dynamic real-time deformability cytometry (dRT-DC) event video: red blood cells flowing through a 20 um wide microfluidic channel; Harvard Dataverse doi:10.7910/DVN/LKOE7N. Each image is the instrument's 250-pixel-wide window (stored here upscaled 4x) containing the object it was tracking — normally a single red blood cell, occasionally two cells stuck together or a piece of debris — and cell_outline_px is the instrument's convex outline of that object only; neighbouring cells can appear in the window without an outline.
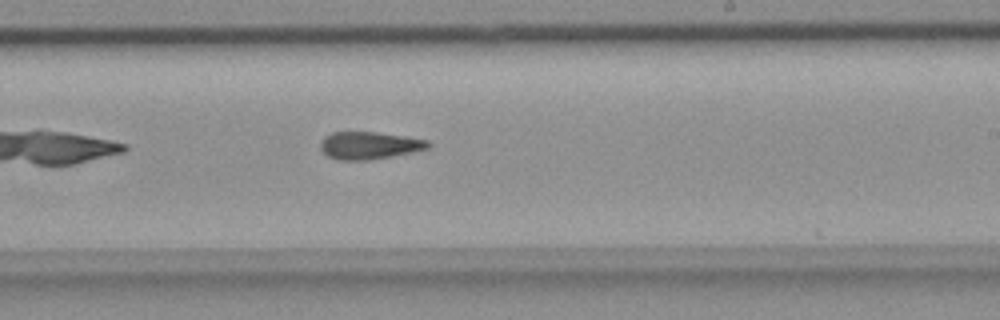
{"species": "common noctule bat (a hibernating species)", "species_latin": "Nyctalus noctula", "temperature_condition": "room temperature", "stored_images_in_passage": 26, "camera_frame_rate_fps": 3000, "um_per_image_px": 0.085, "animal": {"sex": "female", "body_mass_g": 18.4}, "frame": {"image": 1, "passage_image": 19, "time_ms": 6.0, "image_size_px": [1000, 320], "cell_outline_px": [[432, 144], [428, 148], [412, 152], [368, 160], [340, 160], [328, 156], [320, 148], [320, 140], [324, 136], [332, 132], [376, 132], [404, 136], [428, 140]], "centroid_in_image_um": [31.37, 12.35], "position_along_channel_um": 257.6, "area_um2": 17.17}}
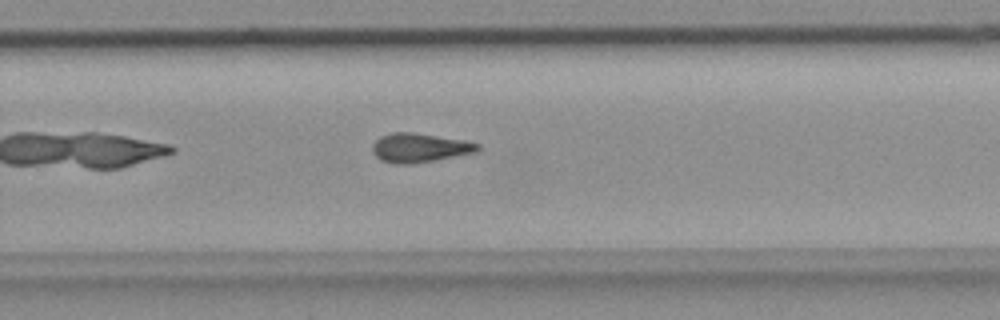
{"frame": {"image": 2, "passage_image": 22, "time_ms": 7.0, "image_size_px": [1000, 320], "cell_outline_px": [[480, 148], [476, 152], [436, 160], [408, 164], [396, 164], [380, 160], [372, 152], [372, 144], [380, 136], [392, 132], [416, 132], [464, 140], [480, 144]], "centroid_in_image_um": [35.65, 12.55], "position_along_channel_um": 294.2, "area_um2": 17.98}}